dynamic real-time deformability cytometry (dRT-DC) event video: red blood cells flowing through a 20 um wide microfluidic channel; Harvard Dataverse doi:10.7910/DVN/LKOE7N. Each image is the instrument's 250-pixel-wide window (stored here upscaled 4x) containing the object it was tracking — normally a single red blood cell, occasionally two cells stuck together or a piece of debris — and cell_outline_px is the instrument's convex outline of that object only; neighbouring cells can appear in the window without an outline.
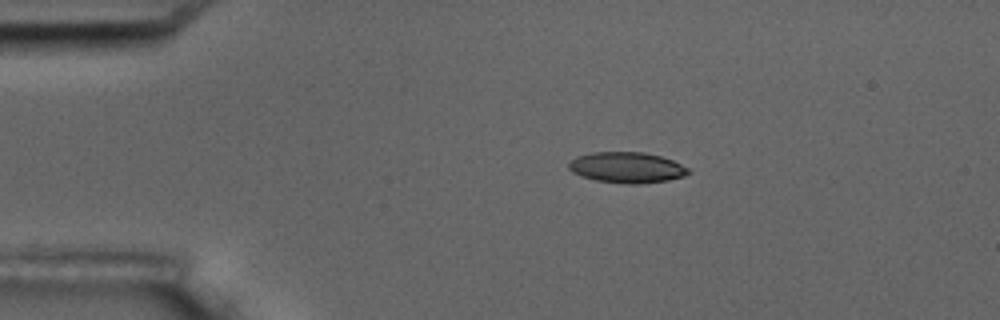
{"species": "common noctule bat (a hibernating species)", "species_latin": "Nyctalus noctula", "temperature_condition": "room temperature", "stored_images_in_passage": 5, "camera_frame_rate_fps": 3000, "um_per_image_px": 0.085, "animal": {"sex": "male", "body_mass_g": 17.5, "forearm_length_mm": 52.3}, "frame": {"image": 1, "passage_image": 1, "time_ms": 0.0, "image_size_px": [1000, 320], "cell_outline_px": [[692, 172], [684, 176], [668, 180], [636, 184], [628, 184], [596, 180], [572, 172], [568, 168], [568, 164], [576, 156], [592, 152], [644, 152], [660, 156], [672, 160], [688, 168]], "centroid_in_image_um": [53.29, 14.23], "position_along_channel_um": 31.7, "area_um2": 21.33}}
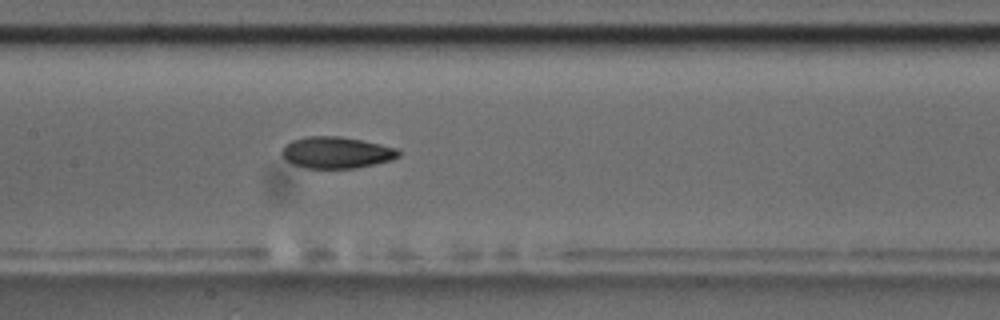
{"frame": {"image": 2, "passage_image": 5, "time_ms": 5.333, "image_size_px": [1000, 320], "cell_outline_px": [[400, 156], [392, 160], [356, 168], [304, 168], [292, 164], [284, 160], [280, 152], [292, 140], [308, 136], [340, 136], [380, 144], [396, 148], [400, 152]], "centroid_in_image_um": [28.58, 12.97], "position_along_channel_um": 178.8, "area_um2": 21.44}}